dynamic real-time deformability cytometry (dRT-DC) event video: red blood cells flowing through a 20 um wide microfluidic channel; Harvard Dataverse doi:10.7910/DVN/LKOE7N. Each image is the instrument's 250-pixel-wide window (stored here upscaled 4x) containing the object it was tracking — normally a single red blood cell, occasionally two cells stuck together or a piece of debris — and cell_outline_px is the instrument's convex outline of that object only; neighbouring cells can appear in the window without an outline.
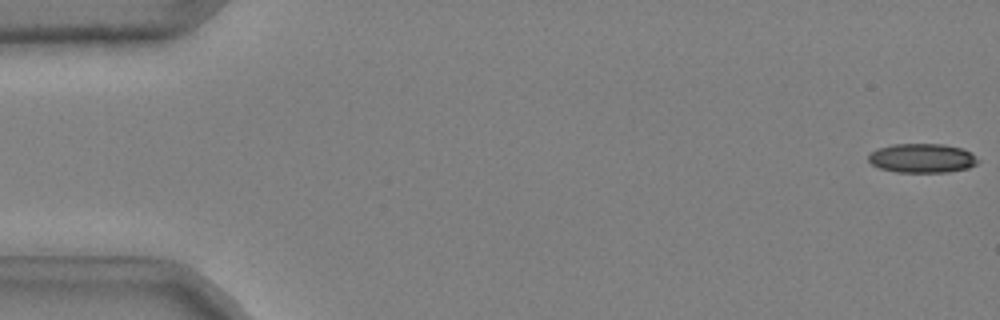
{"species": "common noctule bat (a hibernating species)", "species_latin": "Nyctalus noctula", "temperature_condition": "cold", "stored_images_in_passage": 50, "camera_frame_rate_fps": 3000, "um_per_image_px": 0.085, "animal": {"sex": "male", "body_mass_g": 20.4}, "frame": {"image": 1, "passage_image": 1, "time_ms": 0.0, "image_size_px": [1000, 320], "cell_outline_px": [[980, 160], [976, 164], [968, 168], [948, 172], [896, 172], [880, 168], [872, 164], [868, 160], [868, 156], [876, 148], [892, 144], [944, 144], [960, 148], [972, 152]], "centroid_in_image_um": [78.39, 13.44], "position_along_channel_um": 6.6, "area_um2": 18.73}}
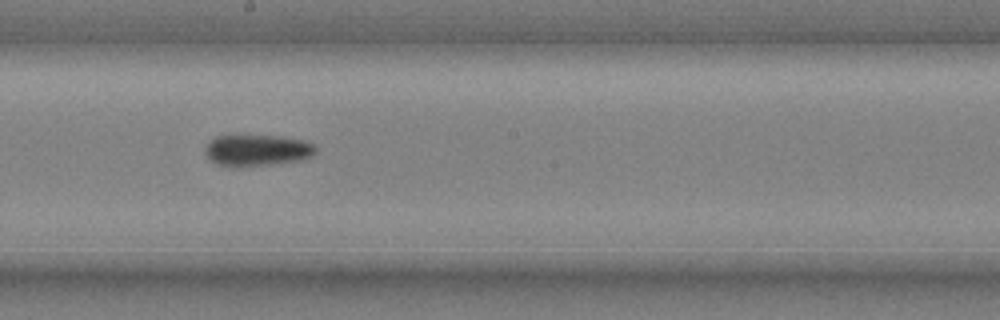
{"frame": {"image": 2, "passage_image": 30, "time_ms": 9.667, "image_size_px": [1000, 320], "cell_outline_px": [[316, 152], [312, 156], [304, 160], [272, 164], [236, 168], [228, 168], [216, 164], [204, 152], [204, 148], [208, 140], [216, 136], [236, 132], [280, 136], [304, 140], [316, 144]], "centroid_in_image_um": [21.81, 12.74], "position_along_channel_um": 226.4, "area_um2": 21.68}}
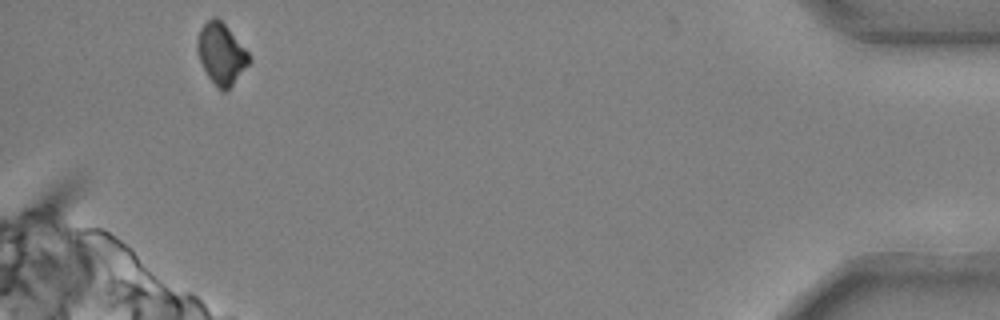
{"frame": {"image": 3, "passage_image": 50, "time_ms": 16.333, "image_size_px": [1000, 320], "cell_outline_px": [[252, 60], [232, 84], [224, 92], [216, 88], [208, 76], [200, 60], [196, 48], [196, 44], [200, 28], [212, 16], [216, 16], [224, 24], [248, 52]], "centroid_in_image_um": [18.79, 4.57], "position_along_channel_um": 416.4, "area_um2": 18.15}}